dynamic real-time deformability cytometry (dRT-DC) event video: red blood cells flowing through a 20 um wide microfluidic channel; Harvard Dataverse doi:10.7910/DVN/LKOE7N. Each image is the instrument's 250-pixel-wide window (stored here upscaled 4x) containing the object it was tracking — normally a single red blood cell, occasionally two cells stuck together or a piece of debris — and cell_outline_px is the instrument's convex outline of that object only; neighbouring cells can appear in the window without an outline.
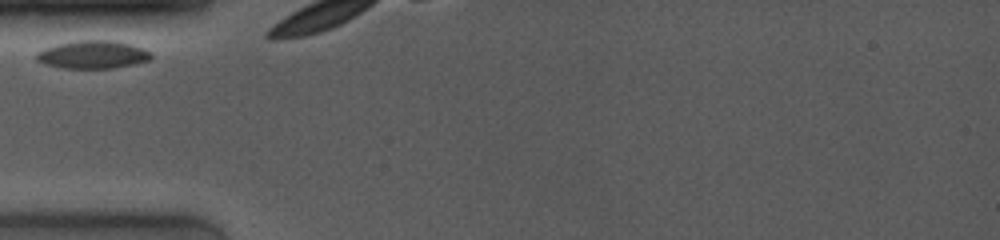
{"species": "common noctule bat (a hibernating species)", "species_latin": "Nyctalus noctula", "temperature_condition": "room temperature", "stored_images_in_passage": 3, "camera_frame_rate_fps": 4000, "um_per_image_px": 0.085, "animal": {"sex": "female", "body_mass_g": 19.0, "forearm_length_mm": 53.3}, "frame": {"image": 1, "passage_image": 1, "time_ms": 0.0, "image_size_px": [1000, 240], "cell_outline_px": [[152, 56], [148, 60], [132, 64], [112, 68], [64, 68], [44, 64], [36, 60], [36, 52], [44, 48], [56, 44], [80, 40], [116, 40], [144, 48], [152, 52]], "centroid_in_image_um": [7.87, 4.63], "position_along_channel_um": 77.1, "area_um2": 18.73}}